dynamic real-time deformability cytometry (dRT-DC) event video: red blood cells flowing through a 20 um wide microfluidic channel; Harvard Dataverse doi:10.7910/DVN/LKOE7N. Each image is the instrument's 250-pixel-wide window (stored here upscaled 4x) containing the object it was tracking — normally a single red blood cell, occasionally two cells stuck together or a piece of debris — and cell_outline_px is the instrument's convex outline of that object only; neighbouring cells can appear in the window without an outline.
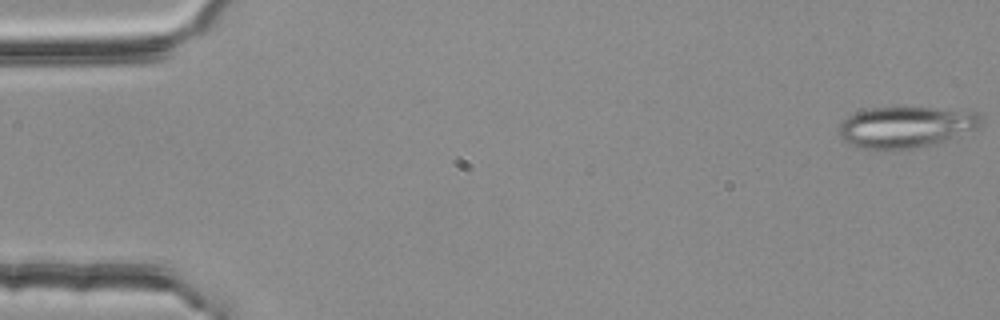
{"species": "common noctule bat (a hibernating species)", "species_latin": "Nyctalus noctula", "temperature_condition": "room temperature", "stored_images_in_passage": 54, "camera_frame_rate_fps": 3000, "um_per_image_px": 0.085, "animal": {"sex": "female", "body_mass_g": 25.1}, "frame": {"image": 1, "passage_image": 1, "time_ms": 0.0, "image_size_px": [1000, 320], "cell_outline_px": [[980, 124], [972, 128], [936, 144], [920, 148], [884, 152], [856, 148], [848, 144], [840, 136], [840, 124], [848, 116], [856, 112], [872, 108], [936, 108], [976, 112], [980, 116]], "centroid_in_image_um": [76.88, 10.85], "position_along_channel_um": 8.1, "area_um2": 34.16}}
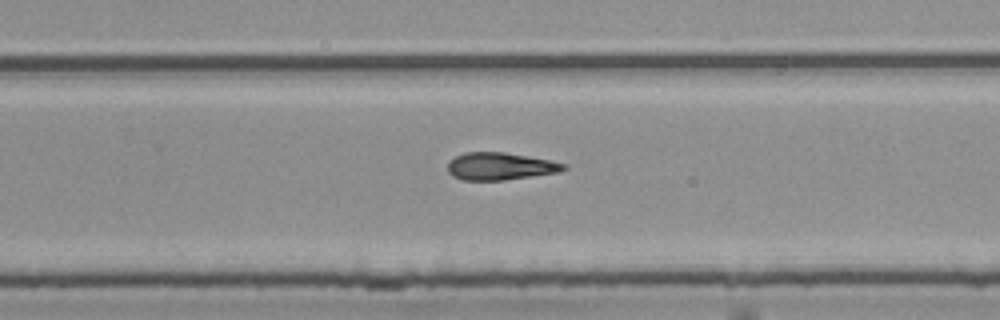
{"frame": {"image": 2, "passage_image": 35, "time_ms": 11.333, "image_size_px": [1000, 320], "cell_outline_px": [[568, 168], [560, 172], [504, 180], [464, 180], [452, 176], [448, 172], [448, 164], [456, 156], [464, 152], [504, 152], [548, 160], [564, 164]], "centroid_in_image_um": [42.5, 14.14], "position_along_channel_um": 287.3, "area_um2": 18.32}}
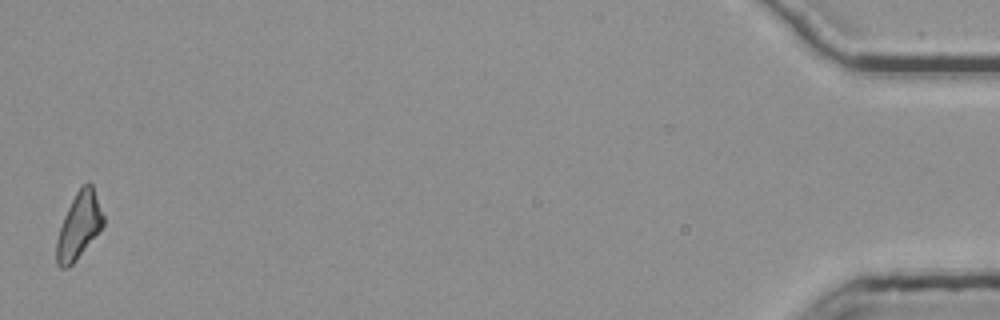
{"frame": {"image": 3, "passage_image": 54, "time_ms": 17.667, "image_size_px": [1000, 320], "cell_outline_px": [[104, 224], [76, 260], [68, 268], [60, 268], [56, 264], [56, 240], [64, 216], [76, 192], [84, 184], [92, 184], [104, 216]], "centroid_in_image_um": [6.69, 19.22], "position_along_channel_um": 428.5, "area_um2": 17.69}}